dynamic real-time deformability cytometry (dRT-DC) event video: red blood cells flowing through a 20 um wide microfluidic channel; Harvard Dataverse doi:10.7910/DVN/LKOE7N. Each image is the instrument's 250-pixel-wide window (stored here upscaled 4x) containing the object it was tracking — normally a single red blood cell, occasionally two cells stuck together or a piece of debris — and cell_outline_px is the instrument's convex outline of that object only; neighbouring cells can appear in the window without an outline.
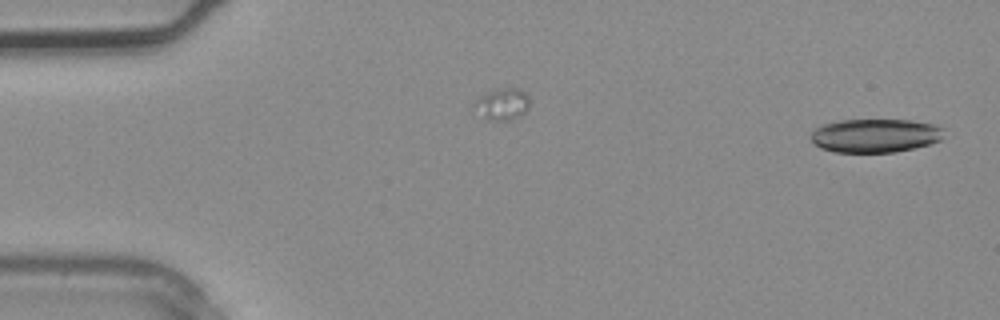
{"species": "common noctule bat (a hibernating species)", "species_latin": "Nyctalus noctula", "temperature_condition": "warm", "stored_images_in_passage": 3, "camera_frame_rate_fps": 3000, "um_per_image_px": 0.085, "animal": {"sex": "male", "body_mass_g": 20.4}, "frame": {"image": 1, "passage_image": 1, "time_ms": 0.0, "image_size_px": [1000, 320], "cell_outline_px": [[940, 140], [928, 144], [896, 152], [836, 152], [820, 148], [808, 136], [816, 128], [824, 124], [840, 120], [912, 120], [932, 124], [940, 128]], "centroid_in_image_um": [74.32, 11.52], "position_along_channel_um": 10.7, "area_um2": 25.72}}